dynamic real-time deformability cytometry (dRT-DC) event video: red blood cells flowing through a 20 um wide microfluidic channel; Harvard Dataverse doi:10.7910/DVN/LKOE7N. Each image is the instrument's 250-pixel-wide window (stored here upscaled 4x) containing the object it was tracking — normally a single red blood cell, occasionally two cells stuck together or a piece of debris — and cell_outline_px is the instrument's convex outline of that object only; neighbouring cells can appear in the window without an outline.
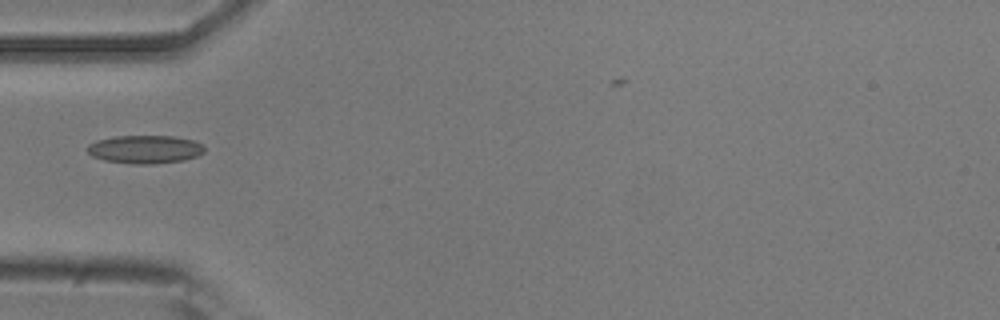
{"species": "common noctule bat (a hibernating species)", "species_latin": "Nyctalus noctula", "temperature_condition": "room temperature", "stored_images_in_passage": 32, "camera_frame_rate_fps": 3000, "um_per_image_px": 0.085, "animal": {"sex": "male", "body_mass_g": 20.5, "forearm_length_mm": 52.5}, "frame": {"image": 1, "passage_image": 1, "time_ms": 0.0, "image_size_px": [1000, 320], "cell_outline_px": [[204, 152], [196, 156], [184, 160], [152, 164], [132, 164], [104, 160], [92, 156], [88, 152], [88, 144], [96, 140], [116, 136], [172, 136], [192, 140], [204, 144]], "centroid_in_image_um": [12.32, 12.69], "position_along_channel_um": 72.7, "area_um2": 19.25}}
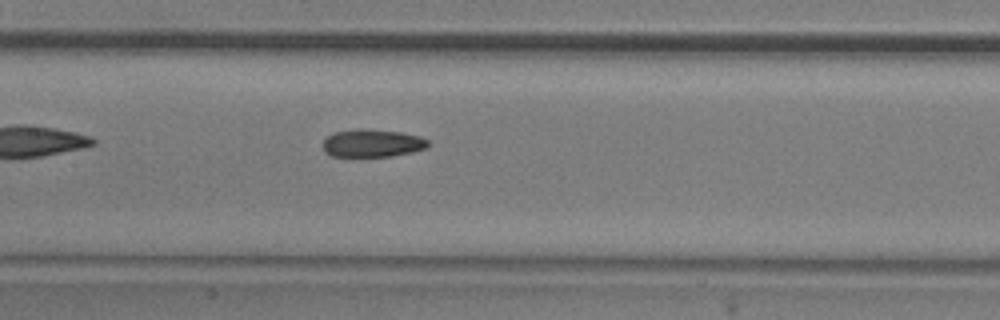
{"frame": {"image": 2, "passage_image": 9, "time_ms": 2.667, "image_size_px": [1000, 320], "cell_outline_px": [[428, 148], [412, 152], [392, 156], [332, 156], [324, 152], [324, 140], [332, 132], [356, 128], [360, 128], [400, 132], [420, 136], [428, 140]], "centroid_in_image_um": [31.64, 12.16], "position_along_channel_um": 175.8, "area_um2": 17.11}}
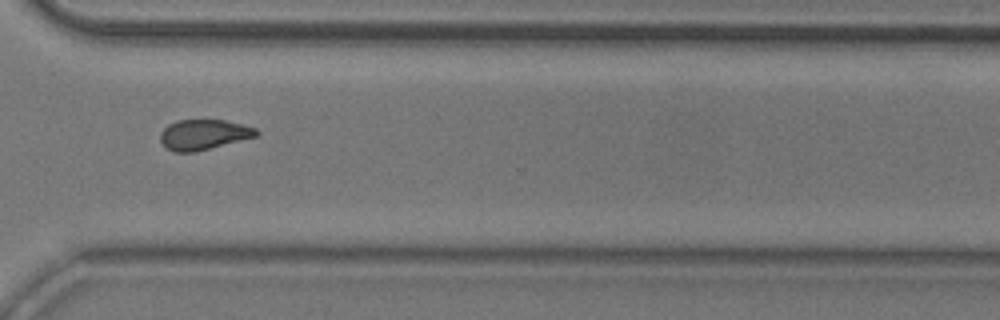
{"frame": {"image": 3, "passage_image": 23, "time_ms": 7.333, "image_size_px": [1000, 320], "cell_outline_px": [[260, 132], [256, 136], [196, 152], [172, 152], [160, 140], [160, 132], [168, 124], [176, 120], [224, 120], [256, 128]], "centroid_in_image_um": [17.29, 11.44], "position_along_channel_um": 353.3, "area_um2": 16.82}}